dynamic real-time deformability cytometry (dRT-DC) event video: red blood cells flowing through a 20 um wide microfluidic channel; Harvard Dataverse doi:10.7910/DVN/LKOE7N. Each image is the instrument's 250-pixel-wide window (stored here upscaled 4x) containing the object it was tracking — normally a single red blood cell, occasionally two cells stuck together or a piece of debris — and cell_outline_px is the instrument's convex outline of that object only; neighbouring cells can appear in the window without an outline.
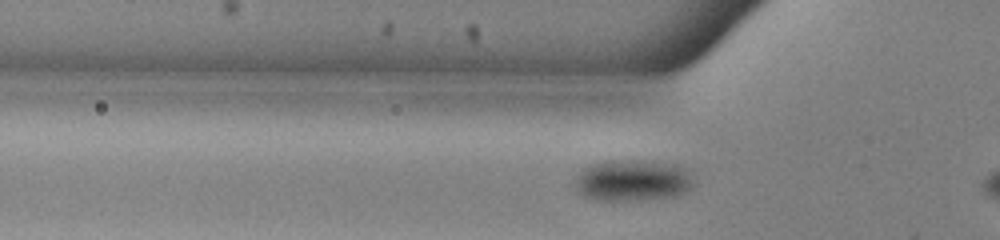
{"species": "common noctule bat (a hibernating species)", "species_latin": "Nyctalus noctula", "temperature_condition": "warm", "stored_images_in_passage": 34, "camera_frame_rate_fps": 3000, "um_per_image_px": 0.085, "animal": {"sex": "male", "body_mass_g": 13.0, "forearm_length_mm": 53.1}, "frame": {"image": 1, "passage_image": 8, "time_ms": 2.333, "image_size_px": [1000, 240], "cell_outline_px": [[692, 188], [688, 192], [676, 196], [644, 200], [596, 200], [584, 196], [576, 188], [576, 180], [580, 172], [584, 168], [592, 164], [604, 160], [628, 160], [676, 164], [688, 168], [692, 172]], "centroid_in_image_um": [53.84, 15.34], "position_along_channel_um": 72.0, "area_um2": 28.84}}
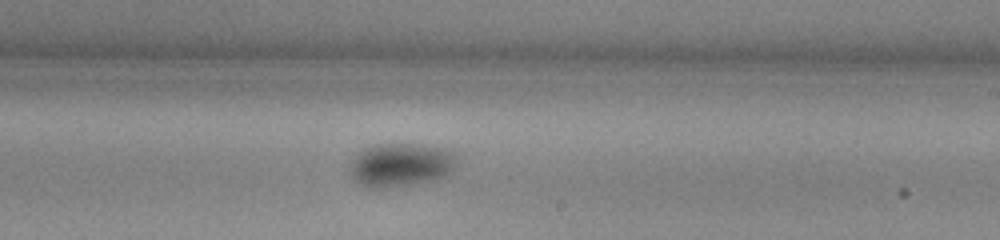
{"frame": {"image": 2, "passage_image": 22, "time_ms": 7.0, "image_size_px": [1000, 240], "cell_outline_px": [[456, 160], [452, 168], [444, 176], [436, 180], [380, 188], [368, 188], [352, 180], [348, 164], [364, 148], [372, 144], [424, 144], [444, 148], [456, 156]], "centroid_in_image_um": [34.0, 14.0], "position_along_channel_um": 255.0, "area_um2": 27.11}}
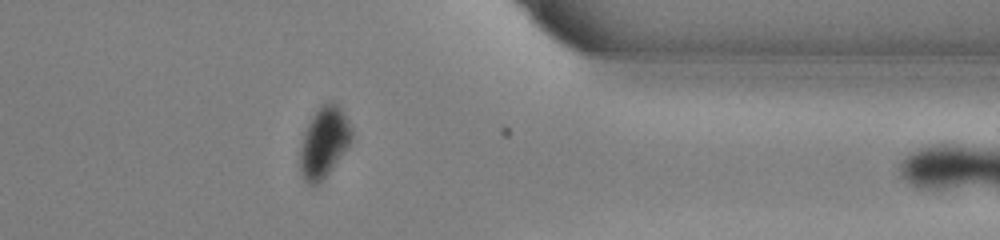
{"frame": {"image": 3, "passage_image": 33, "time_ms": 10.667, "image_size_px": [1000, 240], "cell_outline_px": [[352, 140], [348, 148], [324, 180], [320, 184], [308, 184], [300, 176], [300, 148], [304, 132], [312, 116], [320, 104], [324, 100], [332, 100], [340, 108], [352, 128]], "centroid_in_image_um": [27.54, 12.1], "position_along_channel_um": 383.9, "area_um2": 21.68}}